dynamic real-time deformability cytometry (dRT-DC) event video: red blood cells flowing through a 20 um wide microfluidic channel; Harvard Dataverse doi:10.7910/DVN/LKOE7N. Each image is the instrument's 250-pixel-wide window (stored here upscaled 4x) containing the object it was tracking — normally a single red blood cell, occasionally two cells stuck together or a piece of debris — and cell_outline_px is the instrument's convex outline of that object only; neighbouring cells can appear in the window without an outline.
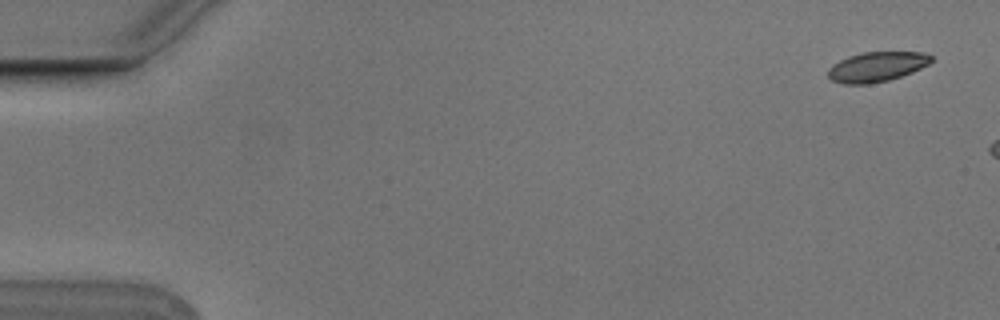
{"species": "Egyptian fruit bat (a non-hibernating species)", "species_latin": "Rousettus aegyptiacus", "temperature_condition": "cold", "stored_images_in_passage": 3, "camera_frame_rate_fps": 3000, "um_per_image_px": 0.085, "animal": {"sex": "male"}, "frame": {"image": 1, "passage_image": 1, "time_ms": 0.0, "image_size_px": [1000, 320], "cell_outline_px": [[932, 60], [928, 64], [912, 72], [888, 80], [868, 84], [844, 84], [832, 80], [828, 76], [828, 68], [832, 64], [848, 56], [864, 52], [924, 52], [932, 56]], "centroid_in_image_um": [74.5, 5.67], "position_along_channel_um": 10.5, "area_um2": 17.86}}